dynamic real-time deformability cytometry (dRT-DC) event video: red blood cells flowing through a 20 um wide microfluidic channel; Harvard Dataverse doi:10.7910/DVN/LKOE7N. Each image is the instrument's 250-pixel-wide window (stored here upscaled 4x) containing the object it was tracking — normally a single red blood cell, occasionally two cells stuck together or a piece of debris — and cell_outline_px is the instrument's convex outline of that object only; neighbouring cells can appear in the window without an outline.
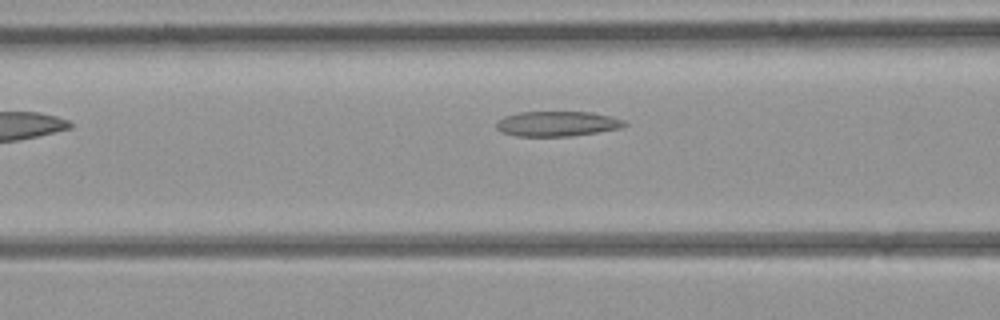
{"species": "common noctule bat (a hibernating species)", "species_latin": "Nyctalus noctula", "temperature_condition": "room temperature", "stored_images_in_passage": 6, "camera_frame_rate_fps": 3000, "um_per_image_px": 0.085, "animal": {"sex": "female", "body_mass_g": 21.9}, "frame": {"image": 1, "passage_image": 6, "time_ms": 5.667, "image_size_px": [1000, 320], "cell_outline_px": [[628, 124], [620, 128], [572, 136], [516, 136], [500, 132], [496, 128], [496, 120], [504, 116], [520, 112], [592, 112], [612, 116], [624, 120]], "centroid_in_image_um": [47.33, 10.51], "position_along_channel_um": 119.3, "area_um2": 18.84}}